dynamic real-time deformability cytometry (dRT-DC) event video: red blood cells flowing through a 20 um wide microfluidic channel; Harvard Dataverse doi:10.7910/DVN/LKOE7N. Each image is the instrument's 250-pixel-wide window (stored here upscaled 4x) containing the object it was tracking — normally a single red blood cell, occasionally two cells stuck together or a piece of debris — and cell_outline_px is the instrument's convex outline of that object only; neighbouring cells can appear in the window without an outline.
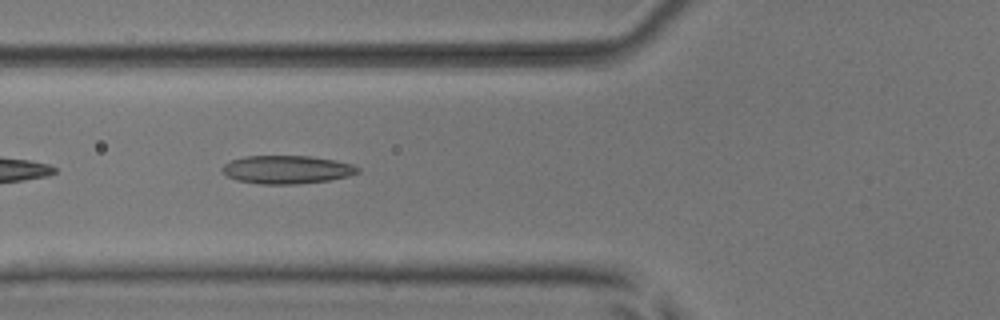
{"species": "common noctule bat (a hibernating species)", "species_latin": "Nyctalus noctula", "temperature_condition": "room temperature", "stored_images_in_passage": 36, "camera_frame_rate_fps": 3000, "um_per_image_px": 0.085, "animal": {"sex": "male", "body_mass_g": 17.9, "forearm_length_mm": 54.2}, "frame": {"image": 1, "passage_image": 4, "time_ms": 1.0, "image_size_px": [1000, 320], "cell_outline_px": [[360, 172], [348, 176], [328, 180], [296, 184], [260, 184], [236, 180], [220, 172], [220, 168], [224, 164], [232, 160], [244, 156], [308, 156], [336, 160], [352, 164], [360, 168]], "centroid_in_image_um": [24.36, 14.41], "position_along_channel_um": 101.4, "area_um2": 22.37}}
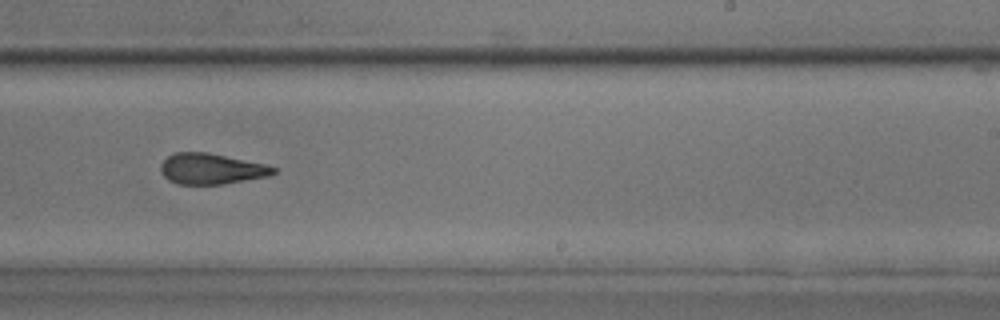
{"frame": {"image": 2, "passage_image": 17, "time_ms": 5.333, "image_size_px": [1000, 320], "cell_outline_px": [[276, 172], [268, 176], [224, 184], [176, 184], [168, 180], [160, 172], [160, 164], [168, 156], [176, 152], [208, 152], [264, 164], [276, 168]], "centroid_in_image_um": [17.92, 14.35], "position_along_channel_um": 271.1, "area_um2": 20.17}}
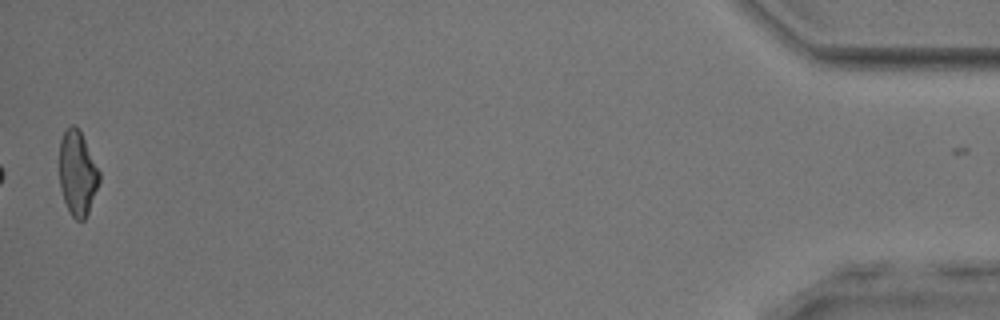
{"frame": {"image": 3, "passage_image": 36, "time_ms": 11.667, "image_size_px": [1000, 320], "cell_outline_px": [[100, 180], [88, 212], [84, 220], [76, 220], [72, 216], [64, 200], [60, 184], [60, 140], [64, 132], [72, 124], [80, 132], [100, 172]], "centroid_in_image_um": [6.58, 14.75], "position_along_channel_um": 428.6, "area_um2": 19.13}, "authors_computed_cell_mechanics": {"area_um2": 20.5479, "velocity_mm_per_s": 3.9274, "shape_relaxation_time_tau1_ms": 10.7682, "shape_relaxation_time_tau2_ms": 3.1499, "deformation_change_tau1": 0.2423, "deformation_change_tau2": 0.1267}}